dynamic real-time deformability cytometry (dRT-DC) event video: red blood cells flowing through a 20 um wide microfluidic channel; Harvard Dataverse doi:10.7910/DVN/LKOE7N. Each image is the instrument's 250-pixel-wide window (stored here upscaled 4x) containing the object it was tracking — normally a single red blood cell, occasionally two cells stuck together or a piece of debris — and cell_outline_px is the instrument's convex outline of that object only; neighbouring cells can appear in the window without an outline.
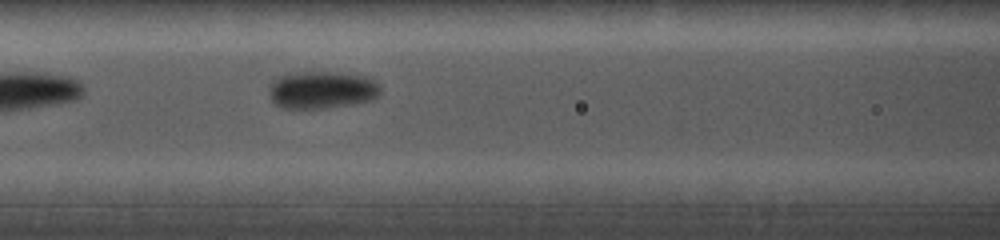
{"species": "common noctule bat (a hibernating species)", "species_latin": "Nyctalus noctula", "temperature_condition": "cold", "stored_images_in_passage": 15, "camera_frame_rate_fps": 5000, "um_per_image_px": 0.085, "animal": {"sex": "female", "body_mass_g": 19.0, "forearm_length_mm": 56.7}, "frame": {"image": 1, "passage_image": 9, "time_ms": 4.0, "image_size_px": [1000, 240], "cell_outline_px": [[380, 96], [372, 100], [352, 104], [328, 108], [280, 108], [272, 100], [268, 88], [276, 76], [292, 72], [340, 72], [364, 76], [376, 80], [380, 84]], "centroid_in_image_um": [27.37, 7.63], "position_along_channel_um": 139.2, "area_um2": 24.74}}
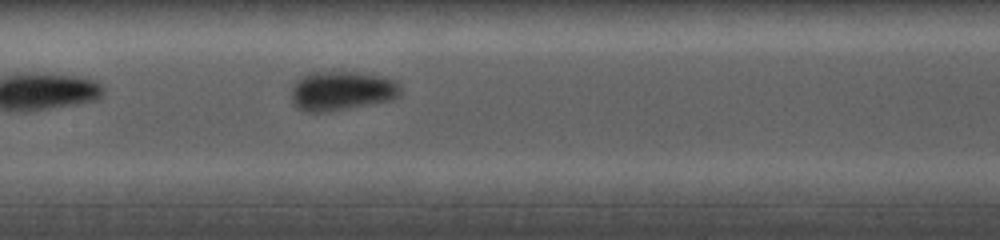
{"frame": {"image": 2, "passage_image": 11, "time_ms": 5.0, "image_size_px": [1000, 240], "cell_outline_px": [[400, 96], [392, 100], [332, 112], [308, 112], [296, 108], [292, 104], [292, 88], [296, 80], [300, 76], [312, 72], [356, 72], [380, 76], [396, 80], [400, 88]], "centroid_in_image_um": [29.03, 7.74], "position_along_channel_um": 178.4, "area_um2": 25.37}}